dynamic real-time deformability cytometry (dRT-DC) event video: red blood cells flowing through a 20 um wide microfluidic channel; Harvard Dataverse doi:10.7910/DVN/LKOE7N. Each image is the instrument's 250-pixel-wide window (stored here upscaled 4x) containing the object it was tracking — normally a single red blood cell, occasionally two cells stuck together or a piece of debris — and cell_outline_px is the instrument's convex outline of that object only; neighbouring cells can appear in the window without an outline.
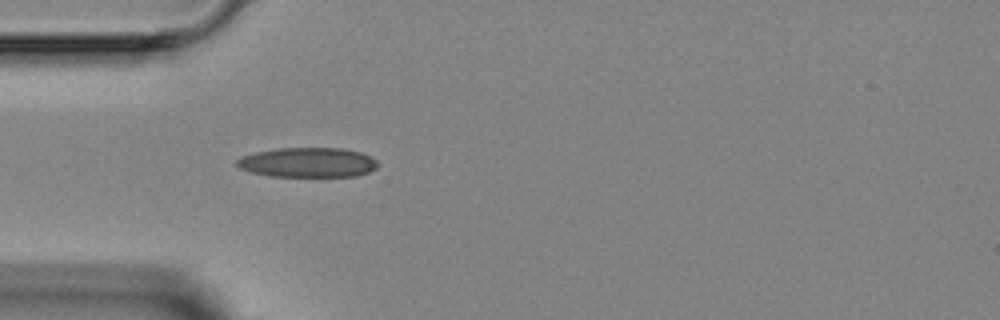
{"species": "Egyptian fruit bat (a non-hibernating species)", "species_latin": "Rousettus aegyptiacus", "temperature_condition": "room temperature", "stored_images_in_passage": 1, "camera_frame_rate_fps": 3000, "um_per_image_px": 0.085, "animal": {"sex": "female"}, "frame": {"image": 1, "passage_image": 1, "time_ms": 0.0, "image_size_px": [1000, 320], "cell_outline_px": [[380, 164], [376, 168], [368, 172], [356, 176], [268, 176], [252, 172], [240, 168], [236, 164], [236, 160], [244, 156], [256, 152], [276, 148], [344, 148], [360, 152], [376, 160]], "centroid_in_image_um": [26.18, 13.8], "position_along_channel_um": 58.8, "area_um2": 24.33}}